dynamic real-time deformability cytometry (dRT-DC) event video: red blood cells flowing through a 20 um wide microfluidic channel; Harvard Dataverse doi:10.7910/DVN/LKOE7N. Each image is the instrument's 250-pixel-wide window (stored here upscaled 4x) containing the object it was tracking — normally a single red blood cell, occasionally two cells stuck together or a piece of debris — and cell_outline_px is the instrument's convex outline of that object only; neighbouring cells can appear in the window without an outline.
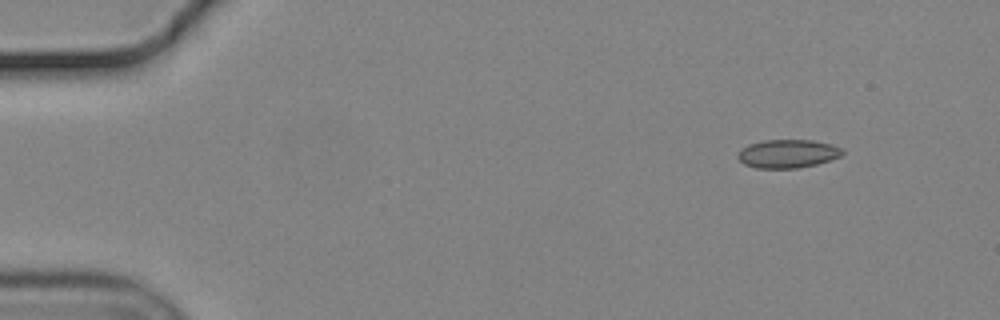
{"species": "common noctule bat (a hibernating species)", "species_latin": "Nyctalus noctula", "temperature_condition": "cold", "stored_images_in_passage": 51, "camera_frame_rate_fps": 3000, "um_per_image_px": 0.085, "animal": {"sex": "male", "body_mass_g": 19.2, "forearm_length_mm": 51.8}, "frame": {"image": 1, "passage_image": 1, "time_ms": 0.0, "image_size_px": [1000, 320], "cell_outline_px": [[844, 152], [840, 156], [816, 164], [796, 168], [756, 168], [744, 164], [736, 156], [740, 148], [748, 144], [764, 140], [812, 140], [828, 144], [840, 148]], "centroid_in_image_um": [66.88, 13.06], "position_along_channel_um": 18.1, "area_um2": 17.17}}
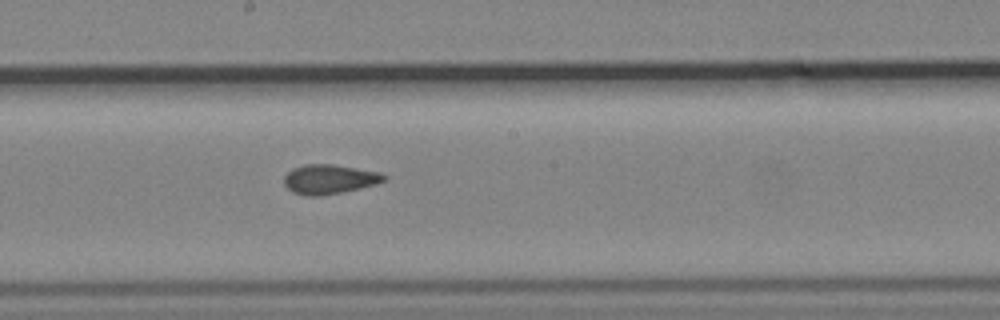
{"frame": {"image": 2, "passage_image": 26, "time_ms": 8.333, "image_size_px": [1000, 320], "cell_outline_px": [[388, 176], [384, 180], [376, 184], [360, 188], [320, 196], [308, 196], [292, 192], [284, 184], [284, 176], [292, 168], [304, 164], [332, 164], [380, 172]], "centroid_in_image_um": [27.98, 15.23], "position_along_channel_um": 220.2, "area_um2": 17.11}}
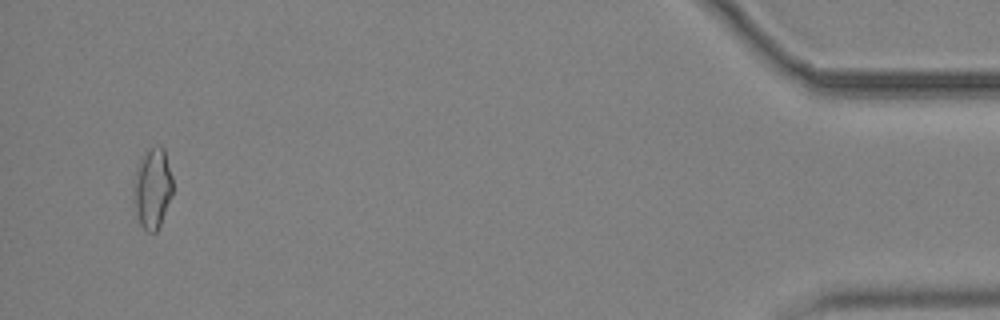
{"frame": {"image": 3, "passage_image": 49, "time_ms": 16.0, "image_size_px": [1000, 320], "cell_outline_px": [[172, 192], [160, 224], [156, 232], [148, 232], [140, 224], [136, 212], [132, 188], [136, 168], [140, 156], [156, 144], [160, 144], [164, 148], [172, 176]], "centroid_in_image_um": [12.94, 15.94], "position_along_channel_um": 422.3, "area_um2": 18.38}, "authors_computed_cell_mechanics": {"area_um2": 17.1088, "velocity_mm_per_s": 3.671, "shape_relaxation_time_tau1_ms": null, "shape_relaxation_time_tau2_ms": 2.917, "deformation_change_tau1": null, "deformation_change_tau2": 0.0774}}